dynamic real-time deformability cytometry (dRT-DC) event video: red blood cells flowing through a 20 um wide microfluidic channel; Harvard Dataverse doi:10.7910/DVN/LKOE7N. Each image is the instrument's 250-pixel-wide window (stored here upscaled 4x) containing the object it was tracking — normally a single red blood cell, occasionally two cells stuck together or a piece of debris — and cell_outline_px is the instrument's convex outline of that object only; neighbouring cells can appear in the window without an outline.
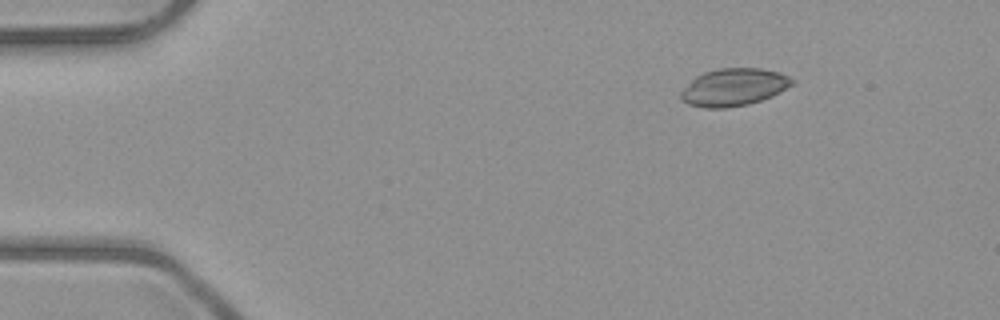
{"species": "common noctule bat (a hibernating species)", "species_latin": "Nyctalus noctula", "temperature_condition": "room temperature", "stored_images_in_passage": 4, "camera_frame_rate_fps": 3000, "um_per_image_px": 0.085, "animal": {"sex": "male", "body_mass_g": 23.1, "forearm_length_mm": 52.7}, "frame": {"image": 1, "passage_image": 1, "time_ms": 0.0, "image_size_px": [1000, 320], "cell_outline_px": [[796, 80], [792, 84], [772, 96], [748, 104], [724, 108], [704, 108], [688, 104], [680, 96], [680, 92], [696, 76], [704, 72], [720, 68], [760, 68], [780, 72]], "centroid_in_image_um": [62.38, 7.4], "position_along_channel_um": 22.6, "area_um2": 24.1}}